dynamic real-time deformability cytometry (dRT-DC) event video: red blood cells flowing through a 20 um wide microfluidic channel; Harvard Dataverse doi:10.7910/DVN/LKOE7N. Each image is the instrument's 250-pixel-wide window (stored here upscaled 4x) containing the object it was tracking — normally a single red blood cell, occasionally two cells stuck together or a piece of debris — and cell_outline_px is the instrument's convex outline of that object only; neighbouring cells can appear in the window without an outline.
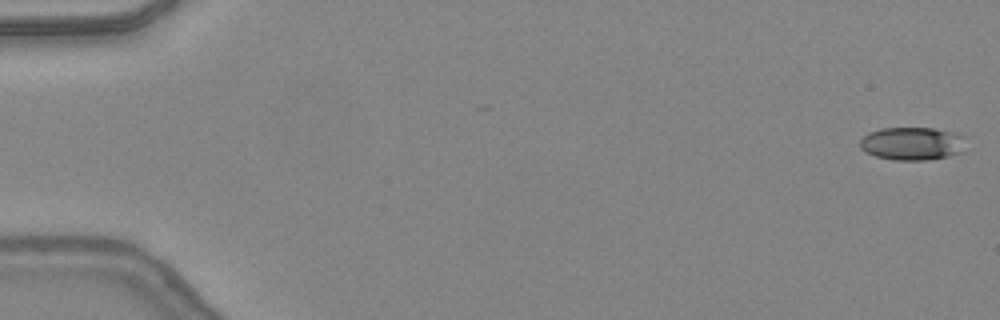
{"species": "common noctule bat (a hibernating species)", "species_latin": "Nyctalus noctula", "temperature_condition": "warm", "stored_images_in_passage": 15, "camera_frame_rate_fps": 3000, "um_per_image_px": 0.085, "animal": {"sex": "female", "body_mass_g": 24.6, "forearm_length_mm": 56.2}, "frame": {"image": 1, "passage_image": 1, "time_ms": 0.0, "image_size_px": [1000, 320], "cell_outline_px": [[968, 136], [960, 152], [948, 156], [924, 160], [892, 160], [876, 156], [860, 148], [860, 140], [868, 132], [880, 128], [932, 128], [952, 132]], "centroid_in_image_um": [77.54, 12.19], "position_along_channel_um": 7.5, "area_um2": 20.4}}
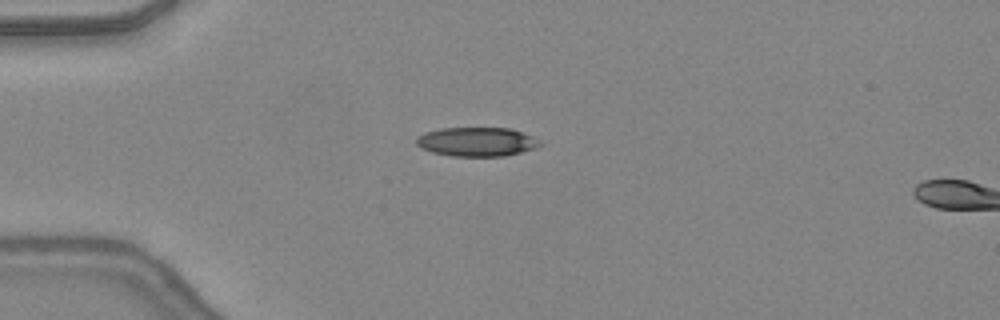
{"frame": {"image": 2, "passage_image": 13, "time_ms": 4.0, "image_size_px": [1000, 320], "cell_outline_px": [[544, 144], [536, 148], [504, 156], [452, 156], [432, 152], [420, 148], [416, 144], [416, 136], [424, 132], [440, 128], [508, 128], [532, 136]], "centroid_in_image_um": [40.49, 12.05], "position_along_channel_um": 44.5, "area_um2": 20.98}}